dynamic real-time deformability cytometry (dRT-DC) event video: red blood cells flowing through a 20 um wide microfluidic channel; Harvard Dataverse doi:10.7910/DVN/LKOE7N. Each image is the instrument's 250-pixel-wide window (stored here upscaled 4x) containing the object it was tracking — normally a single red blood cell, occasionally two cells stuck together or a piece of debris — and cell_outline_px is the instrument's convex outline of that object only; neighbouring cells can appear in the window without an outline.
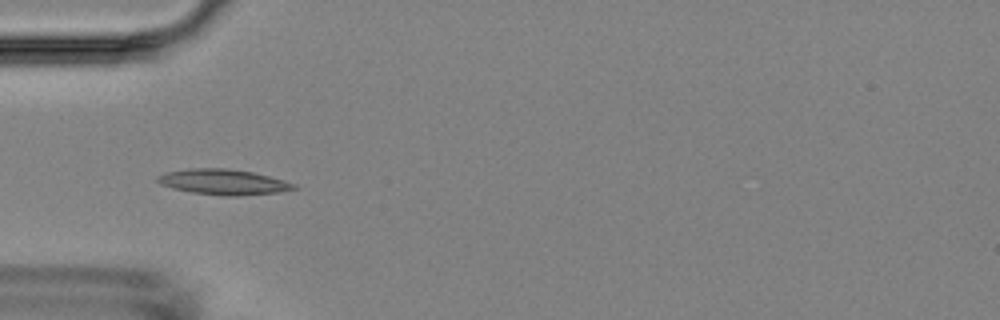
{"species": "Egyptian fruit bat (a non-hibernating species)", "species_latin": "Rousettus aegyptiacus", "temperature_condition": "room temperature", "stored_images_in_passage": 9, "camera_frame_rate_fps": 3000, "um_per_image_px": 0.085, "animal": {"sex": "female"}, "frame": {"image": 1, "passage_image": 6, "time_ms": 5.667, "image_size_px": [1000, 320], "cell_outline_px": [[300, 188], [280, 192], [236, 196], [224, 196], [192, 192], [172, 188], [160, 184], [156, 180], [156, 176], [164, 172], [192, 168], [228, 168], [252, 172], [284, 180], [296, 184]], "centroid_in_image_um": [18.99, 15.47], "position_along_channel_um": 66.0, "area_um2": 20.35}}
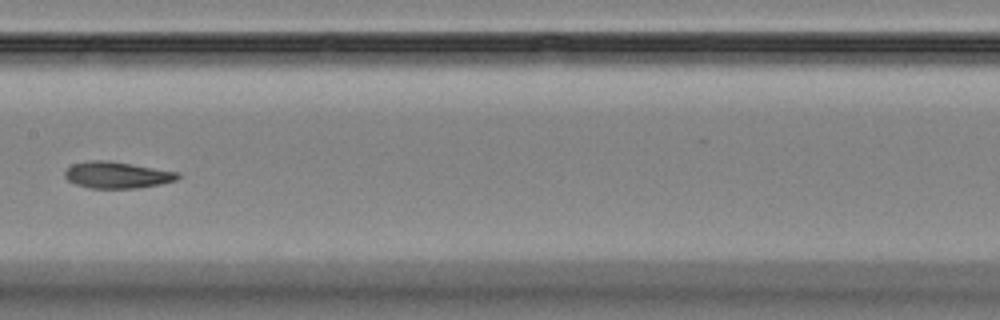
{"frame": {"image": 2, "passage_image": 9, "time_ms": 9.333, "image_size_px": [1000, 320], "cell_outline_px": [[180, 176], [176, 180], [160, 184], [136, 188], [88, 188], [76, 184], [68, 180], [64, 176], [64, 172], [72, 164], [88, 160], [108, 160], [180, 172]], "centroid_in_image_um": [9.94, 14.87], "position_along_channel_um": 197.5, "area_um2": 17.51}}